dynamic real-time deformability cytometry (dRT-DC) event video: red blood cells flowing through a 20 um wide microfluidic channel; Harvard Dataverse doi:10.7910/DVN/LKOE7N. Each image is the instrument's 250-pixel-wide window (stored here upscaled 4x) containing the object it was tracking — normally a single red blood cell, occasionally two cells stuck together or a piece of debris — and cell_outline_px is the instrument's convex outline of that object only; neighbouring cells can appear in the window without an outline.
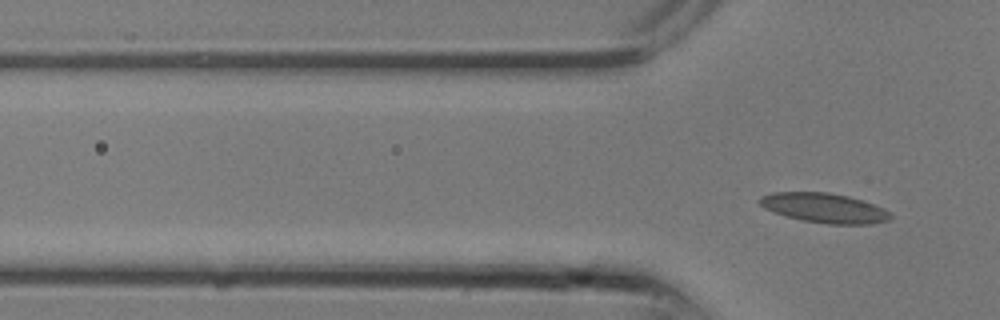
{"species": "common noctule bat (a hibernating species)", "species_latin": "Nyctalus noctula", "temperature_condition": "room temperature", "stored_images_in_passage": 3, "camera_frame_rate_fps": 3000, "um_per_image_px": 0.085, "animal": {"sex": "male", "body_mass_g": 13.3}, "frame": {"image": 1, "passage_image": 3, "time_ms": 0.667, "image_size_px": [1000, 320], "cell_outline_px": [[892, 216], [888, 220], [872, 224], [828, 224], [804, 220], [788, 216], [764, 208], [756, 200], [760, 196], [772, 192], [828, 192], [848, 196], [872, 204], [888, 212]], "centroid_in_image_um": [70.01, 17.66], "position_along_channel_um": 55.8, "area_um2": 22.25}}